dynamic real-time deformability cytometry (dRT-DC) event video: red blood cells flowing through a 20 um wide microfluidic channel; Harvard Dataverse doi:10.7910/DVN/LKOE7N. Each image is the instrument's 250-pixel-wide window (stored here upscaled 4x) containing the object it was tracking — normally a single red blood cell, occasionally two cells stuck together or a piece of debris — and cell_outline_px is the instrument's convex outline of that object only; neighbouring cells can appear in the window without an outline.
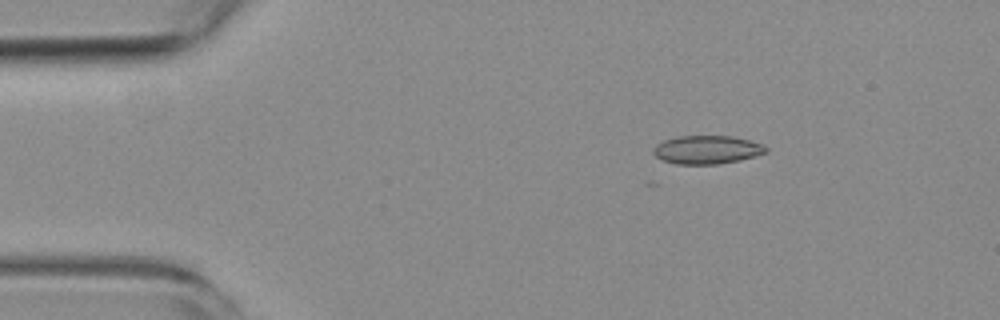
{"species": "common noctule bat (a hibernating species)", "species_latin": "Nyctalus noctula", "temperature_condition": "room temperature", "stored_images_in_passage": 3, "camera_frame_rate_fps": 3000, "um_per_image_px": 0.085, "animal": {"sex": "female", "body_mass_g": 19.3, "forearm_length_mm": 54.1}, "frame": {"image": 1, "passage_image": 1, "time_ms": 0.0, "image_size_px": [1000, 320], "cell_outline_px": [[768, 152], [756, 156], [740, 160], [716, 164], [676, 164], [664, 160], [656, 156], [652, 152], [652, 148], [656, 144], [664, 140], [680, 136], [732, 136], [764, 144], [768, 148]], "centroid_in_image_um": [60.11, 12.72], "position_along_channel_um": 24.9, "area_um2": 18.67}}